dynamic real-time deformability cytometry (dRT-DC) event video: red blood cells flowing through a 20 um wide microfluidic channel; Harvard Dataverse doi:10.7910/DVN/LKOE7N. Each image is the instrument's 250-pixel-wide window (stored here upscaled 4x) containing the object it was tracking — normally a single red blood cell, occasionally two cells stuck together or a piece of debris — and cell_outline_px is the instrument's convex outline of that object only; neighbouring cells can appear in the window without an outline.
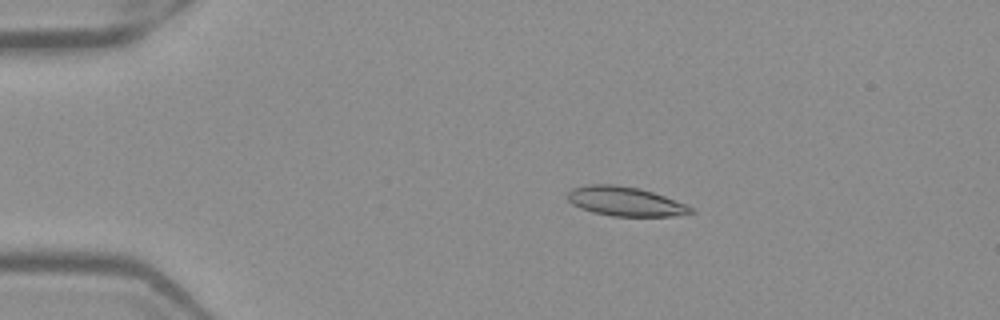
{"species": "Egyptian fruit bat (a non-hibernating species)", "species_latin": "Rousettus aegyptiacus", "temperature_condition": "warm", "stored_images_in_passage": 51, "camera_frame_rate_fps": 3000, "um_per_image_px": 0.085, "frame": {"image": 1, "passage_image": 10, "time_ms": 3.0, "image_size_px": [1000, 320], "cell_outline_px": [[696, 212], [672, 216], [612, 216], [592, 212], [580, 208], [572, 204], [568, 200], [568, 192], [572, 188], [588, 184], [616, 184], [636, 188], [652, 192], [664, 196], [696, 208]], "centroid_in_image_um": [53.14, 17.12], "position_along_channel_um": 31.9, "area_um2": 21.04}}
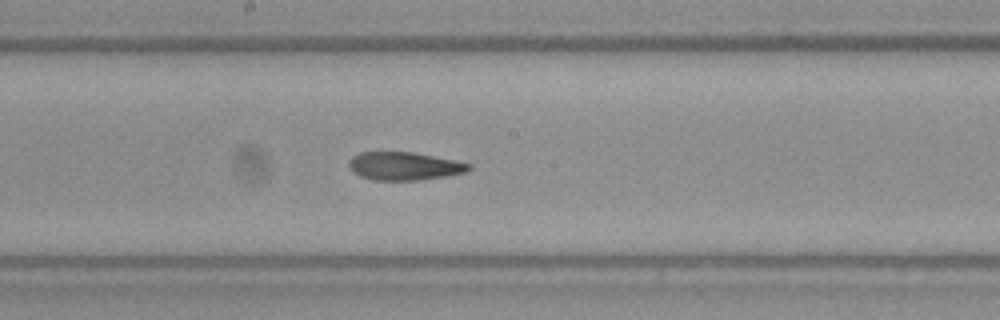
{"frame": {"image": 2, "passage_image": 28, "time_ms": 9.0, "image_size_px": [1000, 320], "cell_outline_px": [[472, 168], [468, 172], [448, 176], [420, 180], [372, 180], [360, 176], [348, 164], [348, 160], [352, 156], [360, 152], [412, 152], [472, 164]], "centroid_in_image_um": [34.39, 14.12], "position_along_channel_um": 213.8, "area_um2": 19.59}}
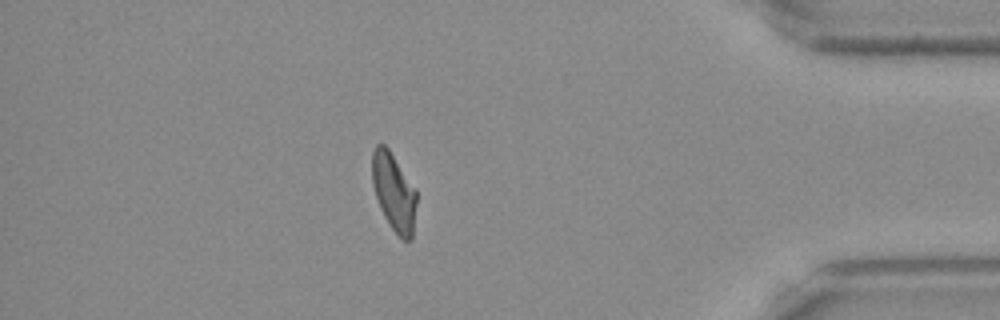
{"frame": {"image": 3, "passage_image": 45, "time_ms": 14.667, "image_size_px": [1000, 320], "cell_outline_px": [[416, 204], [412, 240], [404, 240], [392, 228], [384, 216], [380, 208], [372, 184], [372, 152], [376, 144], [384, 144], [388, 148], [416, 188]], "centroid_in_image_um": [33.48, 16.3], "position_along_channel_um": 401.7, "area_um2": 20.06}, "authors_computed_cell_mechanics": {"area_um2": 20.6924, "velocity_mm_per_s": 3.9743, "shape_relaxation_time_tau1_ms": null, "shape_relaxation_time_tau2_ms": 2.8095, "deformation_change_tau1": null, "deformation_change_tau2": 0.1094}}